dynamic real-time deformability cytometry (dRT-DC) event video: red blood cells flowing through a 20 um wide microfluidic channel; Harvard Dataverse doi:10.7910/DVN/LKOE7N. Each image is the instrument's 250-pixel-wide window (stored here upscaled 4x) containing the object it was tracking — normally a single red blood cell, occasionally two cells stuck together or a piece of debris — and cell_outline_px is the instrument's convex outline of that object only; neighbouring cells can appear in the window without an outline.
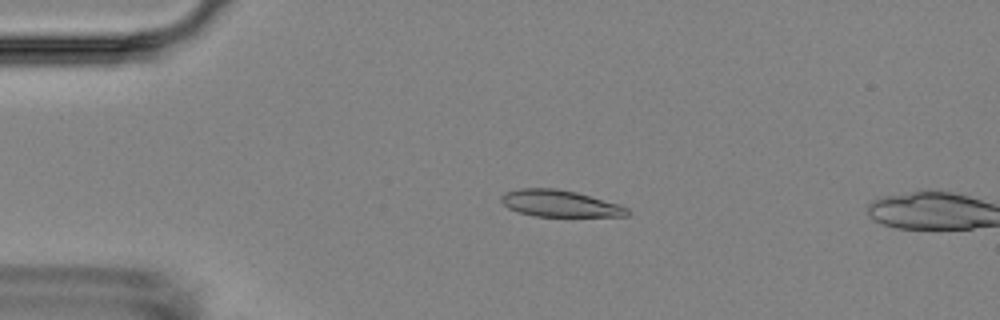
{"species": "Egyptian fruit bat (a non-hibernating species)", "species_latin": "Rousettus aegyptiacus", "temperature_condition": "room temperature", "stored_images_in_passage": 2, "camera_frame_rate_fps": 3000, "um_per_image_px": 0.085, "animal": {"sex": "female"}, "frame": {"image": 1, "passage_image": 1, "time_ms": 0.0, "image_size_px": [1000, 320], "cell_outline_px": [[628, 216], [536, 216], [520, 212], [508, 208], [500, 200], [500, 196], [504, 192], [520, 188], [556, 188], [576, 192], [620, 204], [628, 208]], "centroid_in_image_um": [47.57, 17.28], "position_along_channel_um": 37.4, "area_um2": 19.54}}